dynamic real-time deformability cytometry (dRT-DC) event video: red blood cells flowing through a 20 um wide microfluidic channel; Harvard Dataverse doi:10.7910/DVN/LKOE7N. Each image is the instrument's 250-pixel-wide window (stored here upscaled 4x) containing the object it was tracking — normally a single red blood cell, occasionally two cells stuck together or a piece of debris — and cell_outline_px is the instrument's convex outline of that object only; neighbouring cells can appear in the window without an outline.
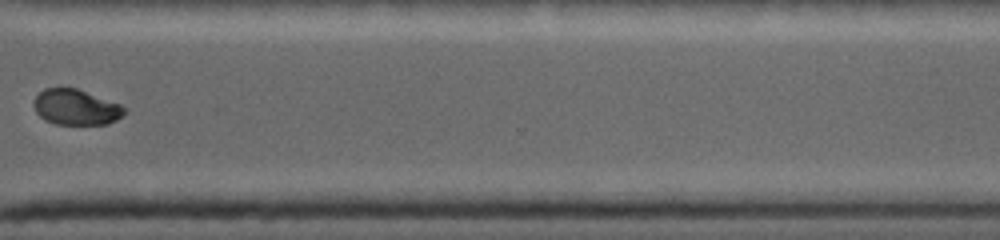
{"species": "common noctule bat (a hibernating species)", "species_latin": "Nyctalus noctula", "temperature_condition": "warm", "stored_images_in_passage": 29, "camera_frame_rate_fps": 5000, "um_per_image_px": 0.085, "animal": {"sex": "female", "body_mass_g": 19.0, "forearm_length_mm": 53.3}, "frame": {"image": 1, "passage_image": 21, "time_ms": 6.0, "image_size_px": [1000, 240], "cell_outline_px": [[128, 112], [124, 116], [108, 124], [56, 124], [44, 120], [36, 112], [32, 104], [32, 100], [44, 88], [60, 84], [76, 88], [120, 104], [128, 108]], "centroid_in_image_um": [6.44, 9.08], "position_along_channel_um": 364.2, "area_um2": 19.48}}